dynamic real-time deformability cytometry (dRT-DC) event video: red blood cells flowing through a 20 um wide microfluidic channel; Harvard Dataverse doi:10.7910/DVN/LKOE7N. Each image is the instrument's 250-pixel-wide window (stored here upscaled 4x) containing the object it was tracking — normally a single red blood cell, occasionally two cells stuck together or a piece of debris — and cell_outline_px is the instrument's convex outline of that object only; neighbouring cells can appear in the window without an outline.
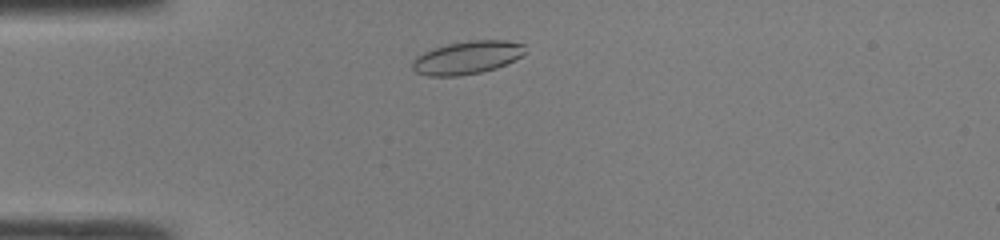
{"species": "common noctule bat (a hibernating species)", "species_latin": "Nyctalus noctula", "temperature_condition": "room temperature", "stored_images_in_passage": 39, "camera_frame_rate_fps": 3000, "um_per_image_px": 0.085, "animal": {"sex": "male", "body_mass_g": 19.0, "forearm_length_mm": 50.8}, "frame": {"image": 1, "passage_image": 4, "time_ms": 1.0, "image_size_px": [1000, 240], "cell_outline_px": [[524, 52], [520, 56], [496, 68], [480, 72], [456, 76], [428, 76], [416, 72], [412, 68], [412, 60], [416, 56], [424, 52], [448, 44], [472, 40], [504, 40], [524, 44]], "centroid_in_image_um": [39.66, 4.9], "position_along_channel_um": 45.3, "area_um2": 21.33}}
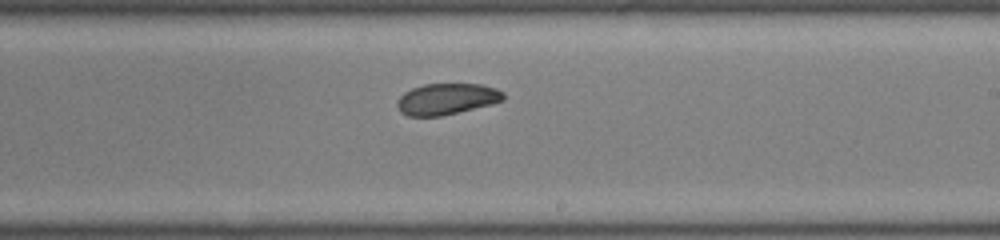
{"frame": {"image": 2, "passage_image": 20, "time_ms": 6.333, "image_size_px": [1000, 240], "cell_outline_px": [[504, 100], [492, 104], [440, 116], [408, 116], [400, 112], [396, 104], [396, 100], [404, 92], [412, 88], [424, 84], [480, 84], [496, 88], [504, 92]], "centroid_in_image_um": [37.95, 8.41], "position_along_channel_um": 251.0, "area_um2": 19.36}}
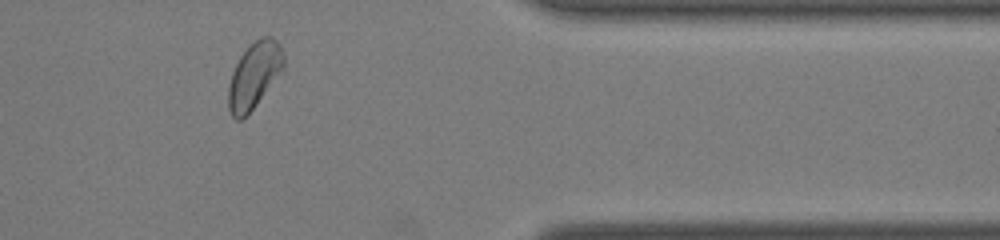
{"frame": {"image": 3, "passage_image": 31, "time_ms": 10.0, "image_size_px": [1000, 240], "cell_outline_px": [[284, 68], [256, 104], [240, 120], [236, 120], [232, 116], [228, 108], [228, 88], [232, 72], [240, 56], [260, 36], [272, 36], [280, 44], [284, 52]], "centroid_in_image_um": [21.62, 6.37], "position_along_channel_um": 389.8, "area_um2": 20.98}, "authors_computed_cell_mechanics": {"area_um2": 20.9814, "velocity_mm_per_s": 4.2632, "shape_relaxation_time_tau1_ms": 2.5555, "shape_relaxation_time_tau2_ms": 2.4377, "deformation_change_tau1": 0.0797, "deformation_change_tau2": 0.0523}}